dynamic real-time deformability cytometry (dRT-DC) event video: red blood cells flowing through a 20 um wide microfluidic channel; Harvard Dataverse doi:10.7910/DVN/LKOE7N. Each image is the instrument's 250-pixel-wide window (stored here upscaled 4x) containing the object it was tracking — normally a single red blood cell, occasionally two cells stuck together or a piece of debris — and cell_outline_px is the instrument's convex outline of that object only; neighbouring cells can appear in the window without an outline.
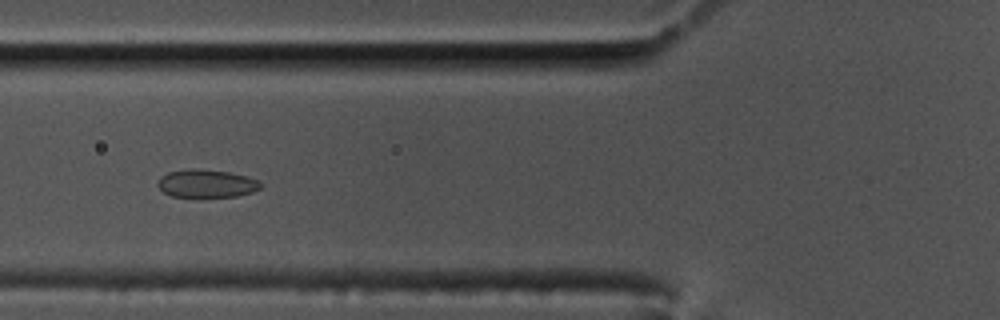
{"species": "common noctule bat (a hibernating species)", "species_latin": "Nyctalus noctula", "temperature_condition": "cold", "stored_images_in_passage": 40, "camera_frame_rate_fps": 3000, "um_per_image_px": 0.085, "animal": {"sex": "male", "body_mass_g": 17.5, "forearm_length_mm": 52.3}, "frame": {"image": 1, "passage_image": 4, "time_ms": 1.0, "image_size_px": [1000, 320], "cell_outline_px": [[260, 188], [252, 192], [236, 196], [172, 196], [164, 192], [156, 184], [160, 176], [168, 172], [188, 168], [192, 168], [228, 172], [248, 176], [256, 180], [260, 184]], "centroid_in_image_um": [17.51, 15.58], "position_along_channel_um": 108.3, "area_um2": 16.53}}
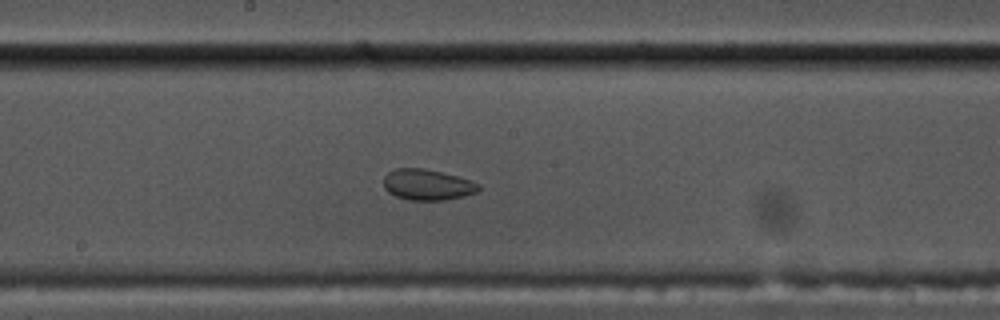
{"frame": {"image": 2, "passage_image": 13, "time_ms": 4.0, "image_size_px": [1000, 320], "cell_outline_px": [[480, 188], [476, 192], [464, 196], [444, 200], [408, 200], [396, 196], [388, 192], [384, 188], [384, 176], [388, 172], [396, 168], [424, 168], [456, 176], [480, 184]], "centroid_in_image_um": [36.29, 15.7], "position_along_channel_um": 211.9, "area_um2": 16.99}}
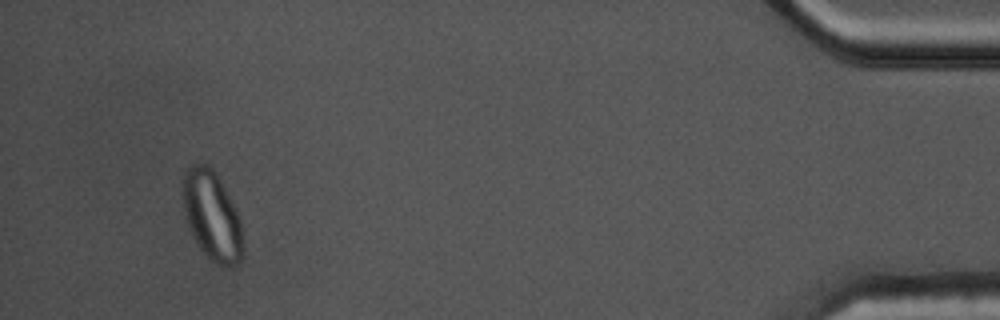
{"frame": {"image": 3, "passage_image": 37, "time_ms": 12.0, "image_size_px": [1000, 320], "cell_outline_px": [[244, 256], [232, 268], [220, 268], [208, 260], [200, 248], [188, 224], [184, 208], [184, 168], [192, 164], [208, 164], [212, 168], [236, 208], [240, 216], [244, 232]], "centroid_in_image_um": [18.09, 18.43], "position_along_channel_um": 417.1, "area_um2": 31.67}}